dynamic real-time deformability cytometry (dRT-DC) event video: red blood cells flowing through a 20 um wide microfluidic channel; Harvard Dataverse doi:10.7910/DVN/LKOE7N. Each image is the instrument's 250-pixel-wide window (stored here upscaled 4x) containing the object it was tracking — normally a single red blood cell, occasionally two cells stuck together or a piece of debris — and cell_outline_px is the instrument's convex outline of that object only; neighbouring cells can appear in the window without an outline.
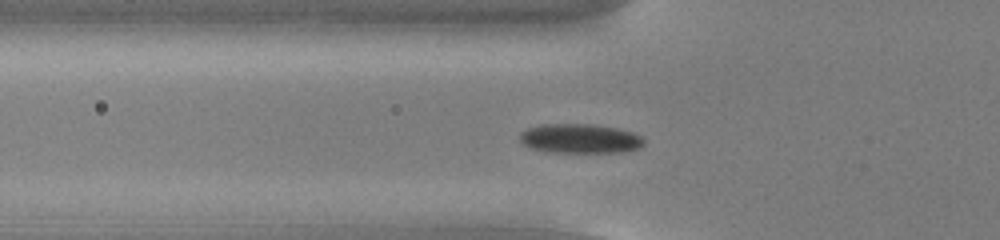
{"species": "common noctule bat (a hibernating species)", "species_latin": "Nyctalus noctula", "temperature_condition": "cold", "stored_images_in_passage": 51, "camera_frame_rate_fps": 3000, "um_per_image_px": 0.085, "animal": {"sex": "male", "body_mass_g": 13.0, "forearm_length_mm": 53.1}, "frame": {"image": 1, "passage_image": 16, "time_ms": 5.0, "image_size_px": [1000, 240], "cell_outline_px": [[644, 144], [640, 148], [628, 152], [544, 152], [532, 148], [524, 144], [520, 140], [520, 132], [528, 128], [540, 124], [592, 124], [616, 128], [632, 132], [640, 136], [644, 140]], "centroid_in_image_um": [49.31, 11.78], "position_along_channel_um": 76.5, "area_um2": 21.39}}
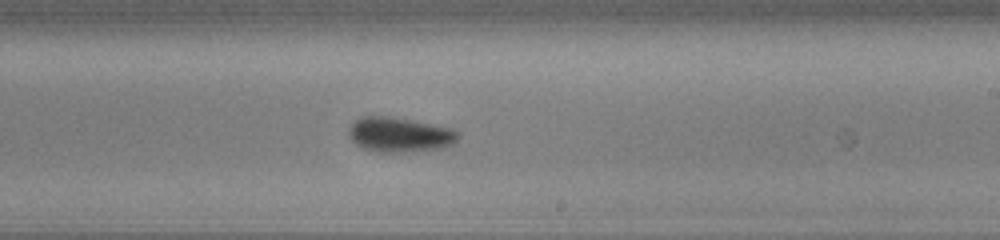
{"frame": {"image": 2, "passage_image": 30, "time_ms": 9.667, "image_size_px": [1000, 240], "cell_outline_px": [[460, 136], [452, 144], [444, 148], [408, 152], [376, 152], [364, 148], [356, 144], [348, 136], [348, 128], [360, 116], [392, 116], [452, 128], [460, 132]], "centroid_in_image_um": [33.97, 11.44], "position_along_channel_um": 255.0, "area_um2": 22.43}}
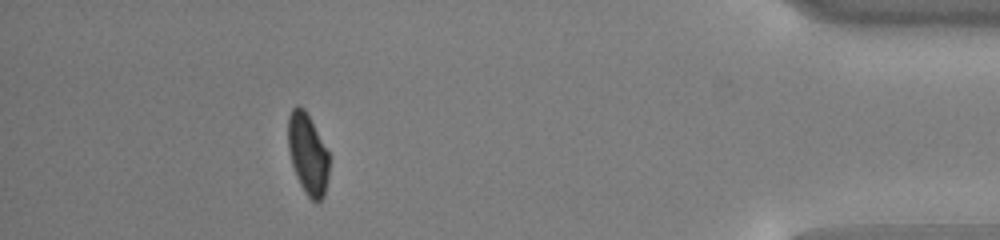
{"frame": {"image": 3, "passage_image": 46, "time_ms": 15.0, "image_size_px": [1000, 240], "cell_outline_px": [[328, 176], [324, 196], [316, 204], [304, 192], [296, 176], [292, 164], [288, 148], [288, 116], [292, 108], [296, 104], [304, 108], [328, 152]], "centroid_in_image_um": [26.14, 13.1], "position_along_channel_um": 409.1, "area_um2": 19.19}, "authors_computed_cell_mechanics": {"area_um2": 20.808, "velocity_mm_per_s": 3.8307, "shape_relaxation_time_tau1_ms": 1.9372, "shape_relaxation_time_tau2_ms": 2.2201, "deformation_change_tau1": 0.1248, "deformation_change_tau2": 0.0561}}